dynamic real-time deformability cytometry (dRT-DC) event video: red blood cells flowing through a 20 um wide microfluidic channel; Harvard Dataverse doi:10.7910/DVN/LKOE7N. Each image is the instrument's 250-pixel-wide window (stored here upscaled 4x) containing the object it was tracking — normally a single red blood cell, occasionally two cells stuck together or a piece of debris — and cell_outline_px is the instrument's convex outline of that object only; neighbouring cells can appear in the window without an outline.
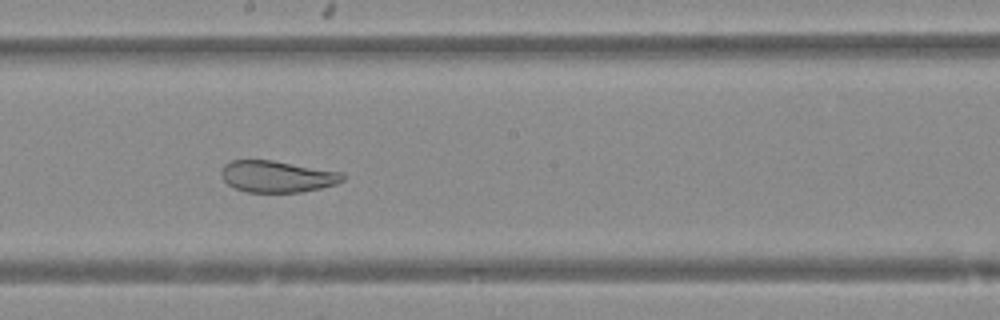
{"species": "Egyptian fruit bat (a non-hibernating species)", "species_latin": "Rousettus aegyptiacus", "temperature_condition": "warm", "stored_images_in_passage": 39, "camera_frame_rate_fps": 3000, "um_per_image_px": 0.085, "animal": {"sex": "female"}, "frame": {"image": 1, "passage_image": 20, "time_ms": 6.333, "image_size_px": [1000, 320], "cell_outline_px": [[344, 180], [336, 184], [320, 188], [300, 192], [248, 192], [236, 188], [228, 184], [224, 180], [220, 172], [224, 164], [232, 160], [272, 160], [344, 172]], "centroid_in_image_um": [23.57, 14.99], "position_along_channel_um": 224.6, "area_um2": 22.37}}
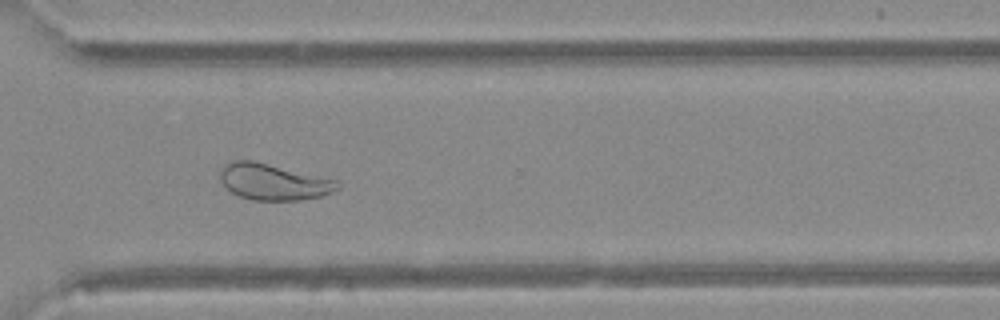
{"frame": {"image": 2, "passage_image": 29, "time_ms": 9.333, "image_size_px": [1000, 320], "cell_outline_px": [[340, 188], [332, 192], [320, 196], [300, 200], [252, 200], [240, 196], [232, 192], [220, 180], [220, 172], [224, 164], [232, 160], [252, 160], [336, 180], [340, 184]], "centroid_in_image_um": [23.23, 15.46], "position_along_channel_um": 347.4, "area_um2": 24.51}}
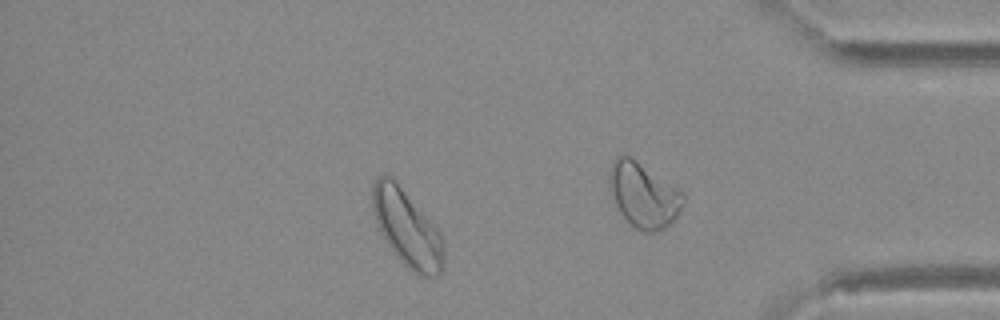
{"frame": {"image": 3, "passage_image": 32, "time_ms": 10.333, "image_size_px": [1000, 320], "cell_outline_px": [[444, 264], [440, 276], [428, 280], [412, 272], [396, 256], [380, 232], [376, 224], [372, 208], [372, 184], [376, 176], [384, 172], [388, 172], [396, 180], [440, 232], [444, 240]], "centroid_in_image_um": [34.6, 19.4], "position_along_channel_um": 400.6, "area_um2": 32.66}}